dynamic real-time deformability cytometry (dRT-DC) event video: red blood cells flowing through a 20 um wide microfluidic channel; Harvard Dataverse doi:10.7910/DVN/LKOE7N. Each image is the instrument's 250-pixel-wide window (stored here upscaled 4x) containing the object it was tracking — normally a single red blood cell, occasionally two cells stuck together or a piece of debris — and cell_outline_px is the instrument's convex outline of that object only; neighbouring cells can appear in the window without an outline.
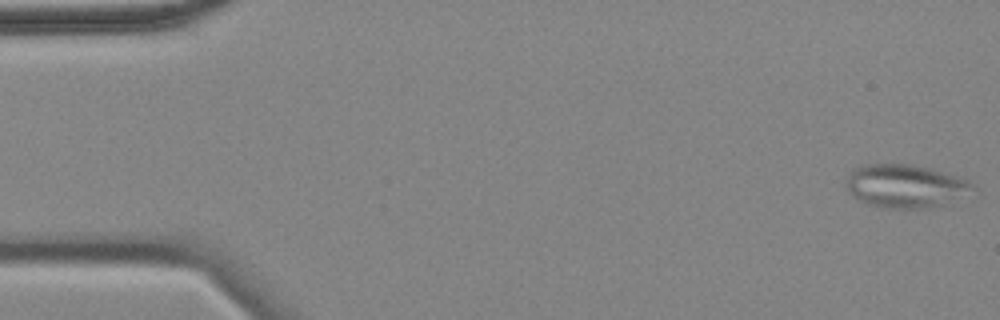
{"species": "common noctule bat (a hibernating species)", "species_latin": "Nyctalus noctula", "temperature_condition": "cold", "stored_images_in_passage": 39, "camera_frame_rate_fps": 3000, "um_per_image_px": 0.085, "animal": {"sex": "female", "body_mass_g": 18.4}, "frame": {"image": 1, "passage_image": 1, "time_ms": 0.0, "image_size_px": [1000, 320], "cell_outline_px": [[976, 188], [924, 208], [884, 208], [868, 204], [860, 200], [848, 188], [848, 176], [852, 168], [860, 164], [912, 164], [932, 168], [968, 180]], "centroid_in_image_um": [76.86, 15.76], "position_along_channel_um": 8.1, "area_um2": 30.75}}
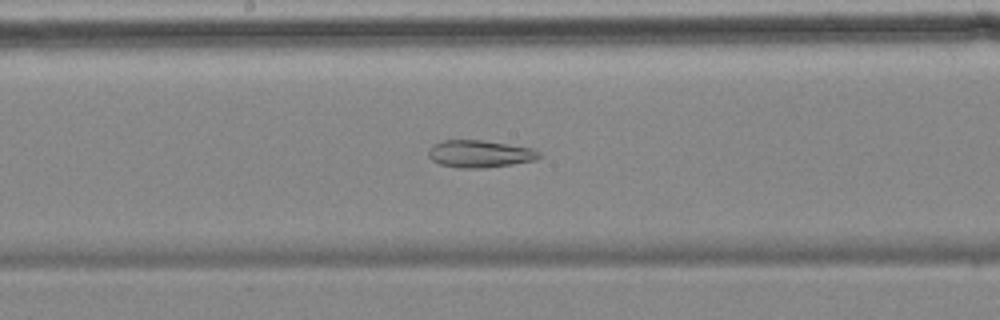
{"frame": {"image": 2, "passage_image": 29, "time_ms": 9.333, "image_size_px": [1000, 320], "cell_outline_px": [[544, 156], [536, 160], [512, 164], [484, 168], [456, 168], [440, 164], [432, 160], [428, 156], [428, 148], [432, 144], [440, 140], [480, 140], [508, 144], [532, 148], [540, 152]], "centroid_in_image_um": [40.77, 13.08], "position_along_channel_um": 207.4, "area_um2": 17.86}}
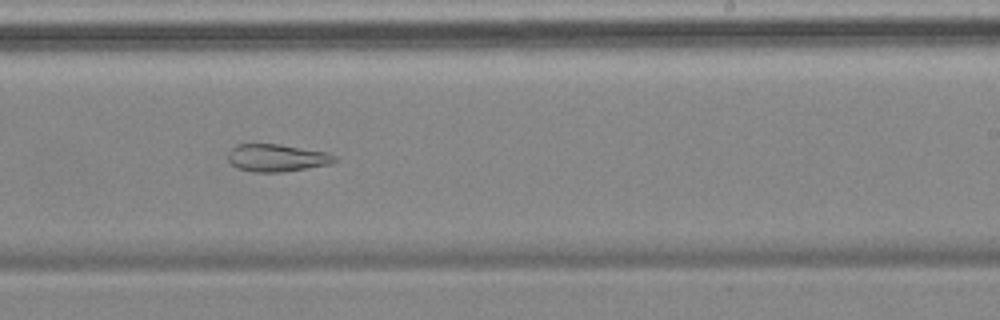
{"frame": {"image": 3, "passage_image": 34, "time_ms": 11.0, "image_size_px": [1000, 320], "cell_outline_px": [[336, 160], [328, 164], [280, 172], [252, 172], [236, 168], [228, 160], [228, 152], [236, 144], [280, 144], [328, 152], [336, 156]], "centroid_in_image_um": [23.49, 13.41], "position_along_channel_um": 265.5, "area_um2": 16.99}}